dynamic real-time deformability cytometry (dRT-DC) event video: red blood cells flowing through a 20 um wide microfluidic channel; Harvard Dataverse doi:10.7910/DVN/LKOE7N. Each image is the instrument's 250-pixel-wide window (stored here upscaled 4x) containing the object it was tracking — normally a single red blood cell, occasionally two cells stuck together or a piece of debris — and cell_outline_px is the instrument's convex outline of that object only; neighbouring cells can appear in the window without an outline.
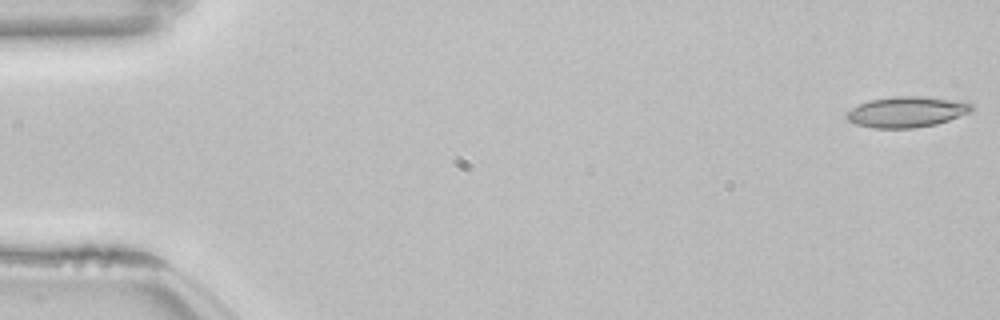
{"species": "common noctule bat (a hibernating species)", "species_latin": "Nyctalus noctula", "temperature_condition": "room temperature", "stored_images_in_passage": 54, "camera_frame_rate_fps": 3000, "um_per_image_px": 0.085, "animal": {"sex": "female", "body_mass_g": 22.7, "forearm_length_mm": 54.2}, "frame": {"image": 1, "passage_image": 1, "time_ms": 0.0, "image_size_px": [1000, 320], "cell_outline_px": [[976, 108], [972, 112], [936, 124], [916, 128], [872, 128], [856, 124], [848, 120], [844, 116], [852, 108], [868, 100], [896, 96], [924, 96], [968, 100]], "centroid_in_image_um": [77.16, 9.49], "position_along_channel_um": 7.8, "area_um2": 22.89}}
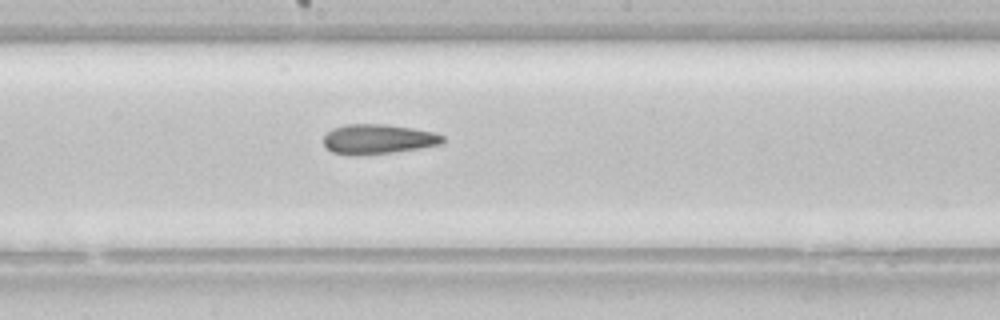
{"frame": {"image": 2, "passage_image": 29, "time_ms": 9.333, "image_size_px": [1000, 320], "cell_outline_px": [[444, 144], [420, 148], [392, 152], [356, 156], [348, 156], [332, 152], [324, 148], [324, 136], [332, 128], [348, 124], [384, 124], [412, 128], [432, 132], [444, 136]], "centroid_in_image_um": [32.1, 11.84], "position_along_channel_um": 216.1, "area_um2": 20.87}}
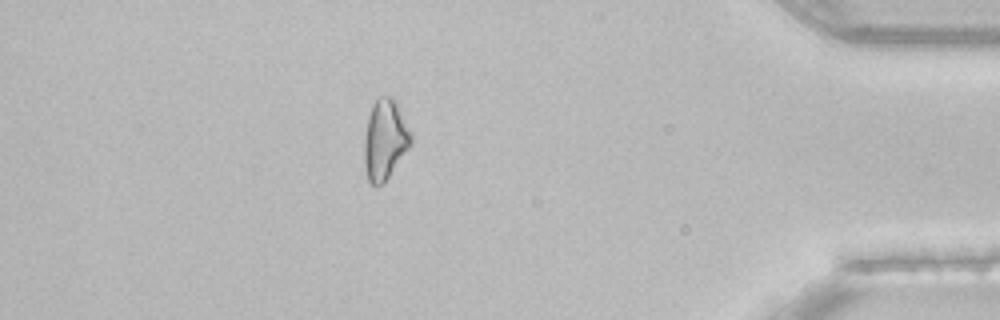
{"frame": {"image": 3, "passage_image": 47, "time_ms": 15.333, "image_size_px": [1000, 320], "cell_outline_px": [[412, 144], [388, 176], [380, 184], [372, 184], [368, 180], [364, 164], [364, 136], [368, 116], [372, 104], [380, 96], [392, 96], [396, 100], [412, 132]], "centroid_in_image_um": [32.73, 11.8], "position_along_channel_um": 402.5, "area_um2": 21.85}, "authors_computed_cell_mechanics": {"area_um2": 21.5594, "velocity_mm_per_s": 3.8541, "shape_relaxation_time_tau1_ms": null, "shape_relaxation_time_tau2_ms": 4.5279, "deformation_change_tau1": null, "deformation_change_tau2": 0.129}}